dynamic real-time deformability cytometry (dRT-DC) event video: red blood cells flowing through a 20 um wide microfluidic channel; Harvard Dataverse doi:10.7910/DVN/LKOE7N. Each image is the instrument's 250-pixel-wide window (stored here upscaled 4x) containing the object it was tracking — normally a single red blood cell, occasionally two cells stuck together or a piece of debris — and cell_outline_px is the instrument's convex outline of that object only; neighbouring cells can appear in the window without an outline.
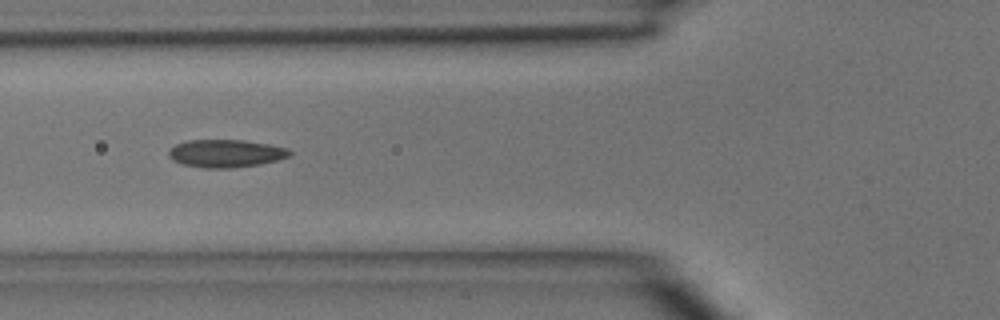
{"species": "common noctule bat (a hibernating species)", "species_latin": "Nyctalus noctula", "temperature_condition": "room temperature", "stored_images_in_passage": 4, "camera_frame_rate_fps": 3000, "um_per_image_px": 0.085, "animal": {"sex": "male", "body_mass_g": 15.6}, "frame": {"image": 1, "passage_image": 4, "time_ms": 3.333, "image_size_px": [1000, 320], "cell_outline_px": [[292, 152], [288, 156], [276, 160], [260, 164], [232, 168], [204, 168], [184, 164], [172, 160], [168, 156], [168, 152], [176, 144], [188, 140], [244, 140], [268, 144], [288, 148]], "centroid_in_image_um": [19.19, 13.04], "position_along_channel_um": 106.6, "area_um2": 19.48}}